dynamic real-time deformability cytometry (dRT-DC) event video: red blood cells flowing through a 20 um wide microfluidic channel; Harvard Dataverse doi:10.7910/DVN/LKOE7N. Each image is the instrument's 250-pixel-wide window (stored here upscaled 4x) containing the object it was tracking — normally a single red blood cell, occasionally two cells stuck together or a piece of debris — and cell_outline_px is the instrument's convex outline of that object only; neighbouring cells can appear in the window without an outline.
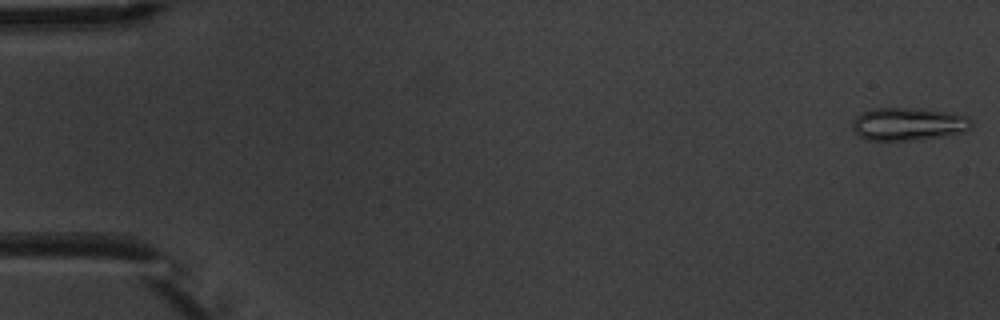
{"species": "common noctule bat (a hibernating species)", "species_latin": "Nyctalus noctula", "temperature_condition": "warm", "stored_images_in_passage": 6, "camera_frame_rate_fps": 3000, "um_per_image_px": 0.085, "animal": {"sex": "male", "body_mass_g": 20.1, "forearm_length_mm": 53.5}, "frame": {"image": 1, "passage_image": 1, "time_ms": 0.0, "image_size_px": [1000, 320], "cell_outline_px": [[972, 128], [964, 132], [944, 136], [920, 140], [868, 140], [860, 136], [852, 128], [852, 120], [860, 112], [872, 108], [912, 108], [948, 112], [968, 116], [972, 120]], "centroid_in_image_um": [77.22, 10.54], "position_along_channel_um": 7.8, "area_um2": 23.06}}
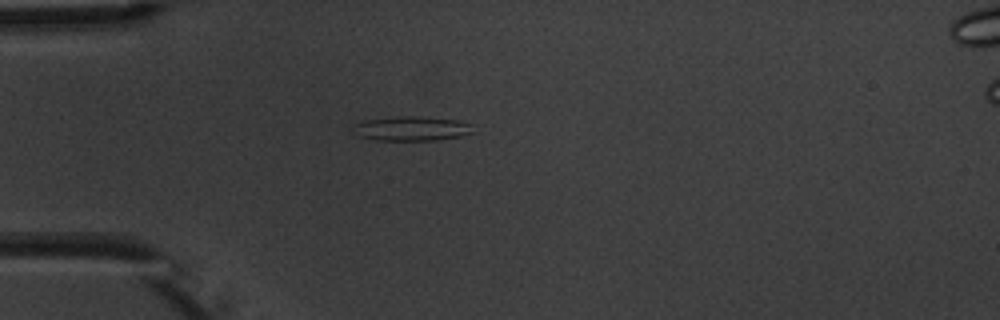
{"frame": {"image": 2, "passage_image": 5, "time_ms": 4.667, "image_size_px": [1000, 320], "cell_outline_px": [[476, 132], [460, 136], [436, 140], [376, 140], [360, 136], [352, 132], [352, 124], [364, 120], [392, 116], [420, 116], [460, 120], [472, 124]], "centroid_in_image_um": [34.99, 10.91], "position_along_channel_um": 50.0, "area_um2": 17.51}}